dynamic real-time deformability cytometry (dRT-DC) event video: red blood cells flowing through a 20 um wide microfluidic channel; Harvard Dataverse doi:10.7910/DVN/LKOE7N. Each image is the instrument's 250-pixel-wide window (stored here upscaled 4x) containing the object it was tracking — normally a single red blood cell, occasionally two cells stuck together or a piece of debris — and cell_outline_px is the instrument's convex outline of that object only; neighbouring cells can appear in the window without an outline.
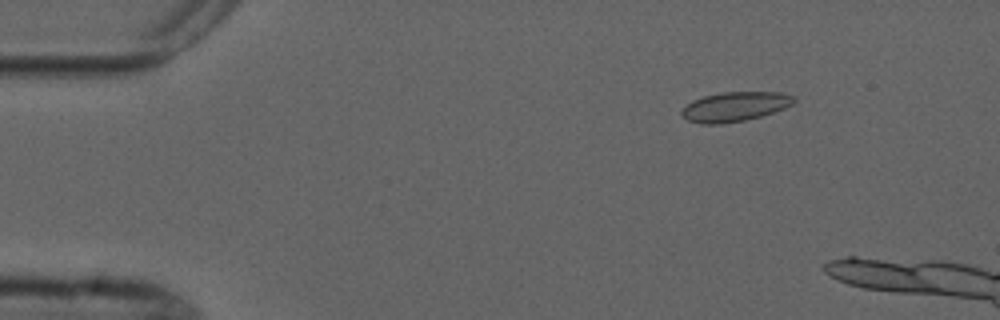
{"species": "common noctule bat (a hibernating species)", "species_latin": "Nyctalus noctula", "temperature_condition": "cold", "stored_images_in_passage": 2, "camera_frame_rate_fps": 3000, "um_per_image_px": 0.085, "animal": {"sex": "male", "forearm_length_mm": 52.5}, "frame": {"image": 1, "passage_image": 2, "time_ms": 1.333, "image_size_px": [1000, 320], "cell_outline_px": [[796, 100], [792, 104], [784, 108], [760, 116], [744, 120], [724, 124], [700, 124], [688, 120], [680, 116], [680, 112], [692, 100], [704, 96], [724, 92], [780, 92], [796, 96]], "centroid_in_image_um": [62.45, 9.06], "position_along_channel_um": 22.5, "area_um2": 19.31}}